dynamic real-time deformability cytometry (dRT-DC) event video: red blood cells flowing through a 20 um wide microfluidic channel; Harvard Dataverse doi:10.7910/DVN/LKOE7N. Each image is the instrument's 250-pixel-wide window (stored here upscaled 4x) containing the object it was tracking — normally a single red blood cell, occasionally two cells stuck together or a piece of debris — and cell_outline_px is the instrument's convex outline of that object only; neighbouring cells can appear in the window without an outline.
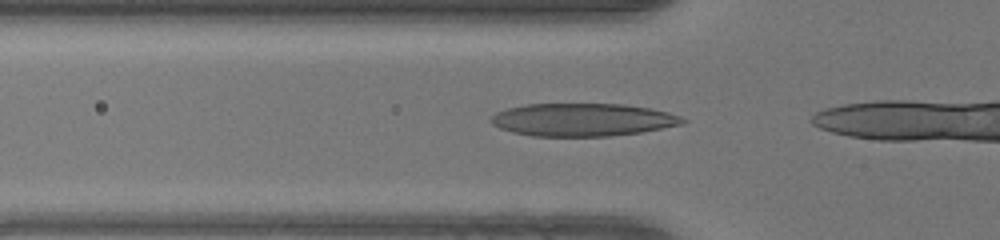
{"species": "human", "species_latin": "Homo sapiens", "temperature_condition": "warm", "stored_images_in_passage": 7, "camera_frame_rate_fps": 3000, "um_per_image_px": 0.085, "donor": {"sex": "female"}, "frame": {"image": 1, "passage_image": 2, "time_ms": 0.333, "image_size_px": [1000, 240], "cell_outline_px": [[688, 120], [680, 124], [640, 132], [608, 136], [532, 136], [512, 132], [500, 128], [492, 124], [488, 120], [496, 112], [508, 108], [524, 104], [624, 104], [648, 108], [668, 112], [680, 116]], "centroid_in_image_um": [49.47, 10.17], "position_along_channel_um": 76.3, "area_um2": 36.53}}
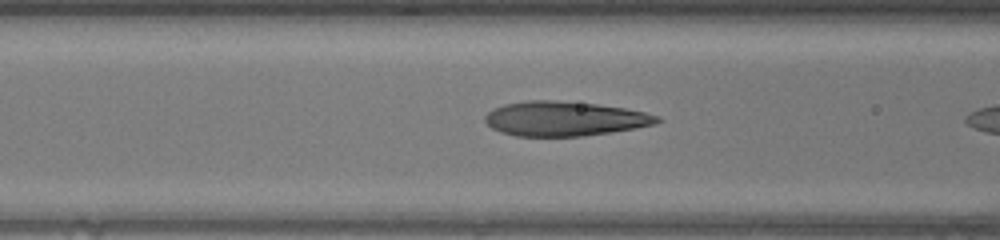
{"frame": {"image": 2, "passage_image": 5, "time_ms": 1.333, "image_size_px": [1000, 240], "cell_outline_px": [[664, 120], [652, 124], [636, 128], [612, 132], [584, 136], [516, 136], [500, 132], [492, 128], [484, 120], [484, 116], [492, 108], [504, 104], [524, 100], [556, 100], [596, 104], [624, 108], [644, 112], [660, 116]], "centroid_in_image_um": [47.96, 10.08], "position_along_channel_um": 118.6, "area_um2": 34.85}}